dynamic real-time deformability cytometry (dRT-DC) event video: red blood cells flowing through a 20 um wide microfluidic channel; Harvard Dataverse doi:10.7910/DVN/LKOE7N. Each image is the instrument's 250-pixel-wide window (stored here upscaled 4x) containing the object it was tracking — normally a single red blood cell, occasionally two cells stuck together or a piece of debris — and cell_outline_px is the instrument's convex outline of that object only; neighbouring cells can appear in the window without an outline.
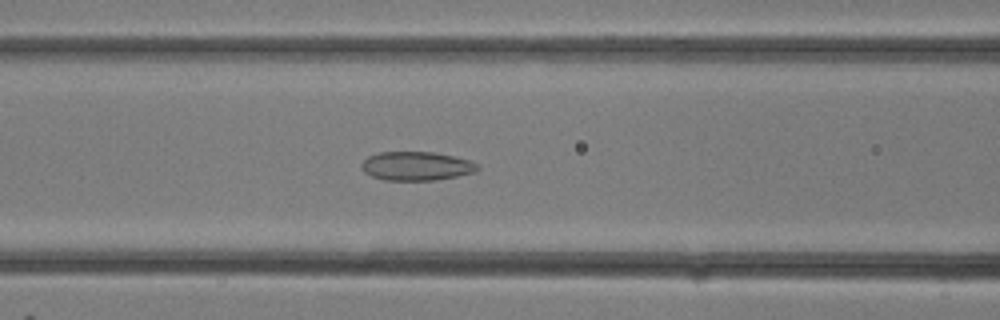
{"species": "common noctule bat (a hibernating species)", "species_latin": "Nyctalus noctula", "temperature_condition": "room temperature", "stored_images_in_passage": 33, "camera_frame_rate_fps": 3000, "um_per_image_px": 0.085, "animal": {"sex": "female"}, "frame": {"image": 1, "passage_image": 14, "time_ms": 4.333, "image_size_px": [1000, 320], "cell_outline_px": [[480, 168], [476, 172], [436, 180], [384, 180], [372, 176], [364, 172], [360, 164], [368, 156], [380, 152], [436, 152], [468, 160], [480, 164]], "centroid_in_image_um": [35.41, 14.11], "position_along_channel_um": 131.2, "area_um2": 19.54}}
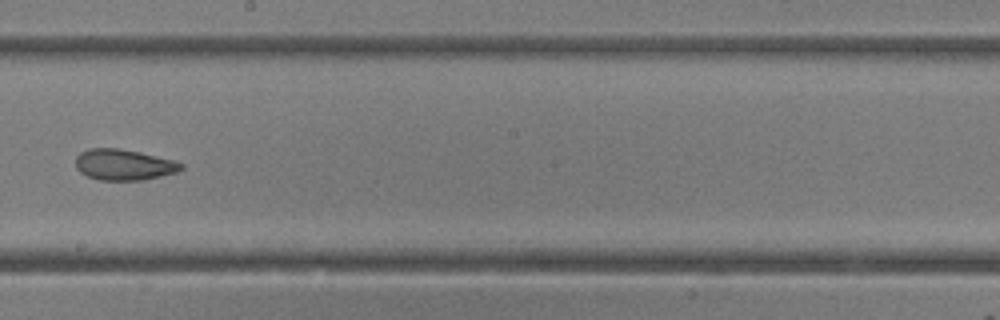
{"frame": {"image": 2, "passage_image": 19, "time_ms": 6.0, "image_size_px": [1000, 320], "cell_outline_px": [[184, 168], [176, 172], [144, 180], [100, 180], [88, 176], [80, 172], [76, 168], [76, 156], [80, 152], [88, 148], [120, 148], [140, 152], [172, 160], [184, 164]], "centroid_in_image_um": [10.5, 13.99], "position_along_channel_um": 237.7, "area_um2": 19.02}}
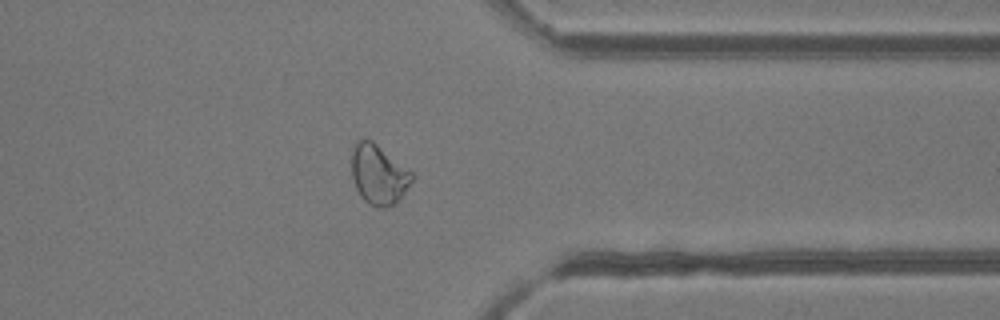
{"frame": {"image": 3, "passage_image": 26, "time_ms": 8.333, "image_size_px": [1000, 320], "cell_outline_px": [[412, 180], [396, 204], [384, 208], [376, 208], [368, 204], [360, 196], [352, 180], [352, 148], [356, 140], [372, 140], [412, 172]], "centroid_in_image_um": [32.15, 14.85], "position_along_channel_um": 379.3, "area_um2": 20.98}}